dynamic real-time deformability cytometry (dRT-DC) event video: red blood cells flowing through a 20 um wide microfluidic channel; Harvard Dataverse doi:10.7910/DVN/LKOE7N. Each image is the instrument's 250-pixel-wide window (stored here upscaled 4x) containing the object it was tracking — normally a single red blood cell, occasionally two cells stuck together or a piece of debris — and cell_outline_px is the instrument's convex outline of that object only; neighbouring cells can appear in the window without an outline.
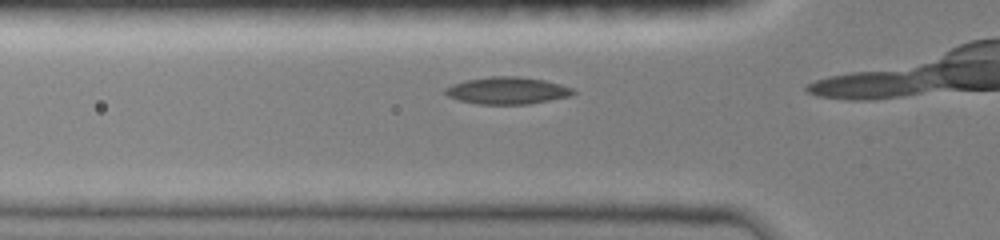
{"species": "common noctule bat (a hibernating species)", "species_latin": "Nyctalus noctula", "temperature_condition": "room temperature", "stored_images_in_passage": 4, "camera_frame_rate_fps": 3000, "um_per_image_px": 0.085, "animal": {"sex": "female", "body_mass_g": 19.0, "forearm_length_mm": 51.5}, "frame": {"image": 1, "passage_image": 2, "time_ms": 0.333, "image_size_px": [1000, 240], "cell_outline_px": [[576, 92], [572, 96], [528, 104], [476, 104], [460, 100], [448, 96], [444, 92], [444, 88], [452, 84], [464, 80], [492, 76], [520, 76], [544, 80], [560, 84], [572, 88]], "centroid_in_image_um": [43.12, 7.69], "position_along_channel_um": 82.7, "area_um2": 20.29}}